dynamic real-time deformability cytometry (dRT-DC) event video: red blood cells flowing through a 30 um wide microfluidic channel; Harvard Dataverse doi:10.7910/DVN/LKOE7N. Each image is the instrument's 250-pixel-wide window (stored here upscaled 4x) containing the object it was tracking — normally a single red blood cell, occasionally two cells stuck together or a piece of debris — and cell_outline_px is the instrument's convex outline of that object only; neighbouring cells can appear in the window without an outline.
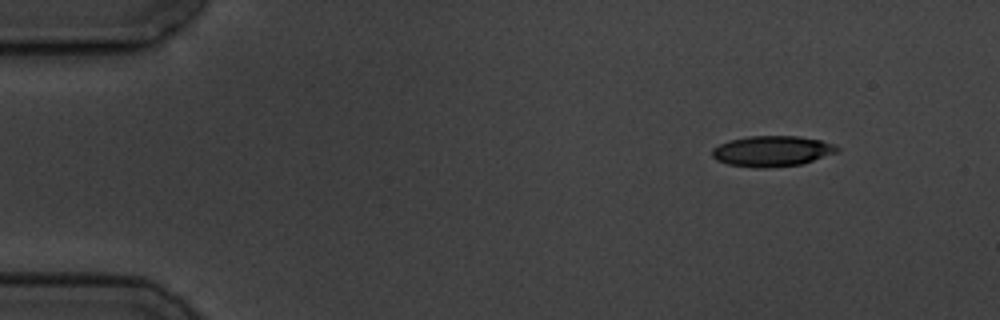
{"species": "common noctule bat (a hibernating species)", "species_latin": "Nyctalus noctula", "temperature_condition": "cold", "stored_images_in_passage": 5, "camera_frame_rate_fps": 3000, "um_per_image_px": 0.085, "animal": {"sex": "male", "body_mass_g": 19.5, "forearm_length_mm": 54.6}, "frame": {"image": 1, "passage_image": 5, "time_ms": 5.667, "image_size_px": [1000, 320], "cell_outline_px": [[840, 152], [800, 164], [768, 168], [752, 168], [728, 164], [716, 160], [712, 156], [712, 148], [728, 140], [748, 136], [796, 136], [820, 140], [832, 144], [840, 148]], "centroid_in_image_um": [65.61, 12.85], "position_along_channel_um": 19.4, "area_um2": 22.43}}